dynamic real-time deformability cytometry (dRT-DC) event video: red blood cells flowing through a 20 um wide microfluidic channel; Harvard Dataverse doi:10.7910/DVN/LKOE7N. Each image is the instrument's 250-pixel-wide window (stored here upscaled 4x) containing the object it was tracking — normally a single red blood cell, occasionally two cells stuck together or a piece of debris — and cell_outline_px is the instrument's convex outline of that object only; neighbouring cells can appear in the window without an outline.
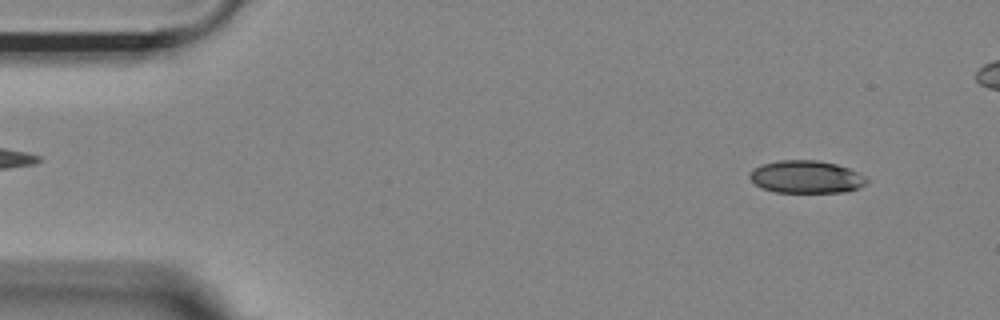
{"species": "Egyptian fruit bat (a non-hibernating species)", "species_latin": "Rousettus aegyptiacus", "temperature_condition": "room temperature", "stored_images_in_passage": 49, "camera_frame_rate_fps": 3000, "um_per_image_px": 0.085, "animal": {"sex": "female"}, "frame": {"image": 1, "passage_image": 4, "time_ms": 1.0, "image_size_px": [1000, 320], "cell_outline_px": [[868, 180], [860, 188], [848, 192], [776, 192], [760, 188], [748, 176], [748, 172], [760, 164], [780, 160], [816, 160], [836, 164], [848, 168], [864, 176]], "centroid_in_image_um": [68.49, 15.04], "position_along_channel_um": 16.5, "area_um2": 22.31}}
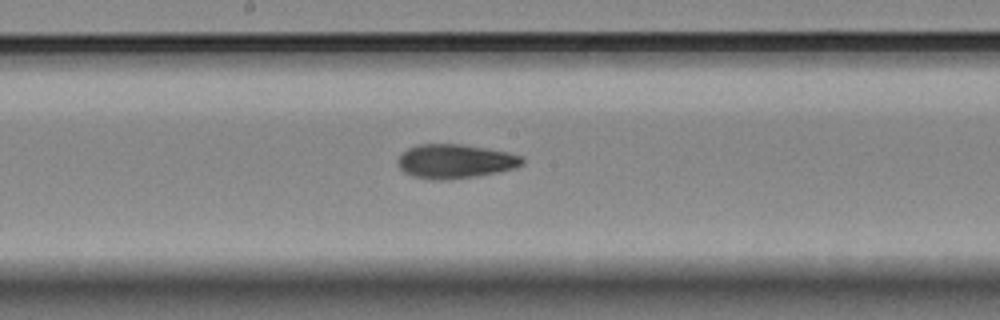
{"frame": {"image": 2, "passage_image": 27, "time_ms": 8.667, "image_size_px": [1000, 320], "cell_outline_px": [[524, 164], [516, 168], [500, 172], [476, 176], [444, 180], [436, 180], [412, 176], [404, 172], [396, 164], [396, 160], [408, 148], [416, 144], [460, 144], [508, 152], [524, 156]], "centroid_in_image_um": [38.7, 13.71], "position_along_channel_um": 209.5, "area_um2": 24.91}}
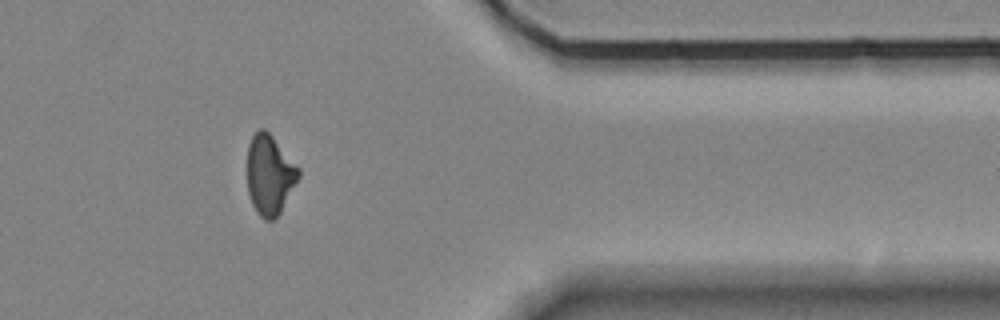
{"frame": {"image": 3, "passage_image": 43, "time_ms": 14.0, "image_size_px": [1000, 320], "cell_outline_px": [[300, 176], [280, 212], [272, 220], [264, 220], [256, 212], [252, 204], [248, 192], [248, 144], [252, 136], [260, 128], [264, 128], [272, 136], [300, 168]], "centroid_in_image_um": [22.92, 14.86], "position_along_channel_um": 388.5, "area_um2": 23.7}, "authors_computed_cell_mechanics": {"area_um2": 23.9292, "velocity_mm_per_s": 3.7002, "shape_relaxation_time_tau1_ms": 5.7442, "shape_relaxation_time_tau2_ms": 2.612, "deformation_change_tau1": 0.1664, "deformation_change_tau2": 0.1038}}